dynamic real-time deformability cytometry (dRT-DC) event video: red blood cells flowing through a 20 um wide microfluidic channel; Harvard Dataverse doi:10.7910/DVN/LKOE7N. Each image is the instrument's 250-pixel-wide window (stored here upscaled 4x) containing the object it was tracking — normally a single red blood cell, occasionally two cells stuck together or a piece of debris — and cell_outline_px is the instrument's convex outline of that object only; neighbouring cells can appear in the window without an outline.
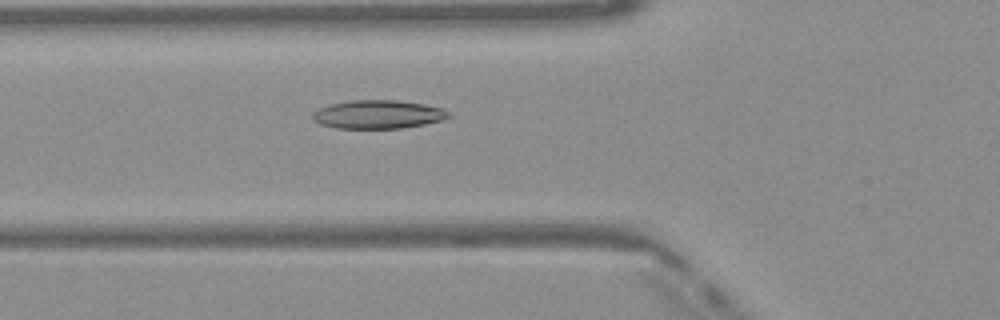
{"species": "Egyptian fruit bat (a non-hibernating species)", "species_latin": "Rousettus aegyptiacus", "temperature_condition": "warm", "stored_images_in_passage": 49, "camera_frame_rate_fps": 3000, "um_per_image_px": 0.085, "frame": {"image": 1, "passage_image": 18, "time_ms": 5.667, "image_size_px": [1000, 320], "cell_outline_px": [[452, 116], [440, 120], [424, 124], [404, 128], [336, 128], [320, 124], [312, 120], [312, 112], [320, 108], [332, 104], [352, 100], [396, 100], [424, 104], [444, 108], [452, 112]], "centroid_in_image_um": [32.16, 9.72], "position_along_channel_um": 93.6, "area_um2": 22.66}}
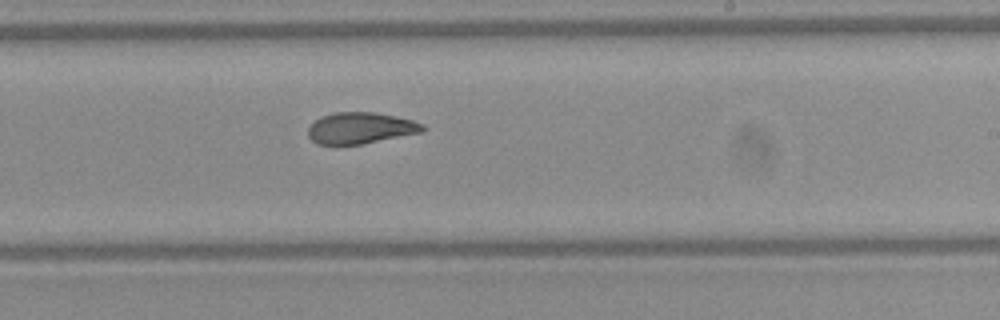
{"frame": {"image": 2, "passage_image": 30, "time_ms": 9.667, "image_size_px": [1000, 320], "cell_outline_px": [[424, 132], [364, 144], [336, 148], [316, 144], [308, 136], [308, 128], [316, 120], [324, 116], [336, 112], [376, 112], [412, 120], [424, 124]], "centroid_in_image_um": [30.62, 10.94], "position_along_channel_um": 258.4, "area_um2": 21.56}}
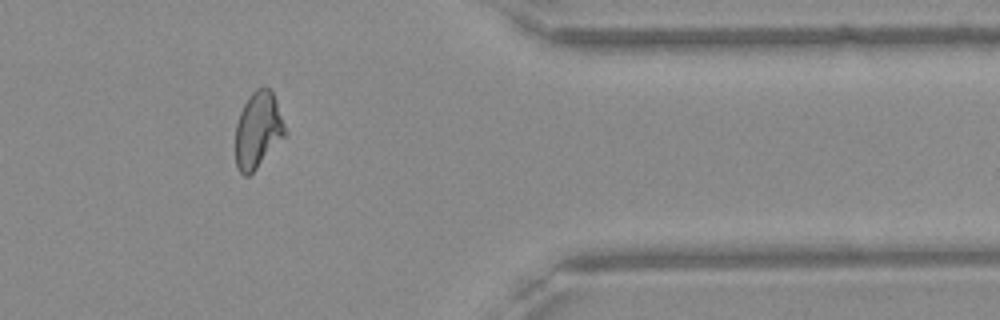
{"frame": {"image": 3, "passage_image": 41, "time_ms": 13.333, "image_size_px": [1000, 320], "cell_outline_px": [[288, 132], [256, 168], [248, 176], [244, 176], [236, 168], [236, 124], [240, 112], [248, 96], [256, 88], [268, 88], [272, 92], [276, 100]], "centroid_in_image_um": [21.92, 11.04], "position_along_channel_um": 389.5, "area_um2": 21.85}, "authors_computed_cell_mechanics": {"area_um2": 22.6576, "velocity_mm_per_s": 4.1023, "shape_relaxation_time_tau1_ms": 7.7298, "shape_relaxation_time_tau2_ms": 2.4399, "deformation_change_tau1": 0.1996, "deformation_change_tau2": 0.0811}}